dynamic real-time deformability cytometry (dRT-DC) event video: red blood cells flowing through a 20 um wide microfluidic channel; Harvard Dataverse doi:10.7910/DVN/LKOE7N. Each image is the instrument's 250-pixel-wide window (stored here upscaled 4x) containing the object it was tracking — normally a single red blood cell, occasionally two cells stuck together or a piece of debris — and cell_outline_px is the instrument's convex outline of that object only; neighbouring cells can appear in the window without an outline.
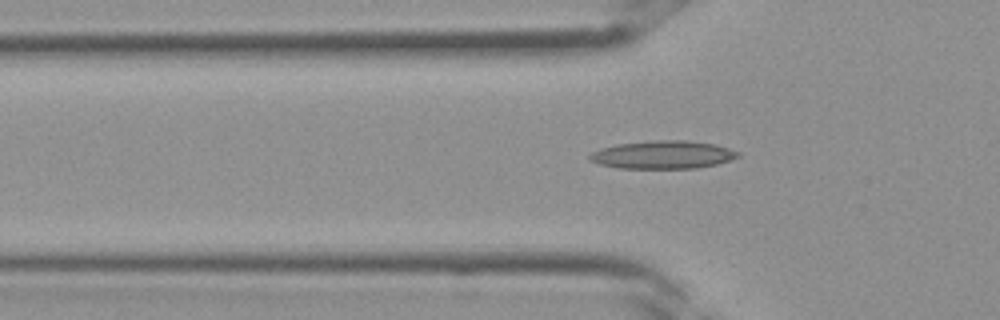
{"species": "Egyptian fruit bat (a non-hibernating species)", "species_latin": "Rousettus aegyptiacus", "temperature_condition": "room temperature", "stored_images_in_passage": 3, "camera_frame_rate_fps": 3000, "um_per_image_px": 0.085, "frame": {"image": 1, "passage_image": 3, "time_ms": 0.667, "image_size_px": [1000, 320], "cell_outline_px": [[740, 156], [716, 164], [696, 168], [616, 168], [600, 164], [588, 160], [588, 156], [592, 152], [600, 148], [616, 144], [656, 140], [684, 140], [716, 144], [740, 152]], "centroid_in_image_um": [56.31, 13.15], "position_along_channel_um": 69.5, "area_um2": 24.22}}